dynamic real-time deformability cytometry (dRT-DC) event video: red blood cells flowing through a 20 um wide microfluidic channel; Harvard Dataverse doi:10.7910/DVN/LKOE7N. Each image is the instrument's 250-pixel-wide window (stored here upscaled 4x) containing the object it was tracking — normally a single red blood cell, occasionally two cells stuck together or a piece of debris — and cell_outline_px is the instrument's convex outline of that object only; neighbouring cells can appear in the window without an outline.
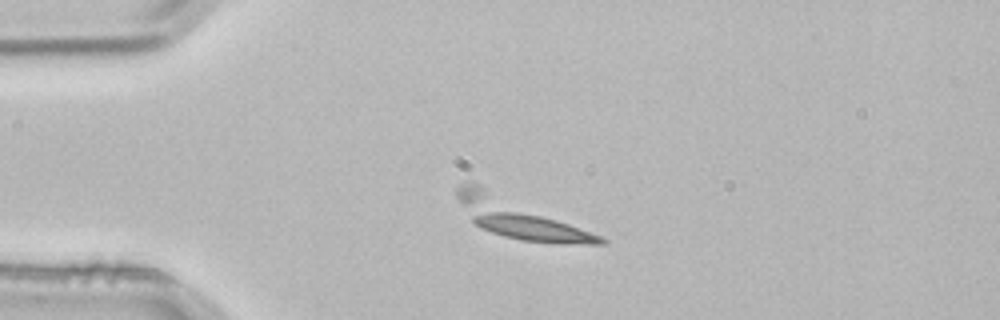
{"species": "common noctule bat (a hibernating species)", "species_latin": "Nyctalus noctula", "temperature_condition": "room temperature", "stored_images_in_passage": 4, "camera_frame_rate_fps": 3000, "um_per_image_px": 0.085, "animal": {"sex": "male", "body_mass_g": 21.5, "forearm_length_mm": 52.0}, "frame": {"image": 1, "passage_image": 3, "time_ms": 0.667, "image_size_px": [1000, 320], "cell_outline_px": [[608, 244], [560, 244], [520, 240], [504, 236], [480, 228], [472, 220], [456, 196], [456, 188], [460, 184], [476, 184], [600, 236], [608, 240]], "centroid_in_image_um": [44.14, 18.61], "position_along_channel_um": 40.9, "area_um2": 30.75}}